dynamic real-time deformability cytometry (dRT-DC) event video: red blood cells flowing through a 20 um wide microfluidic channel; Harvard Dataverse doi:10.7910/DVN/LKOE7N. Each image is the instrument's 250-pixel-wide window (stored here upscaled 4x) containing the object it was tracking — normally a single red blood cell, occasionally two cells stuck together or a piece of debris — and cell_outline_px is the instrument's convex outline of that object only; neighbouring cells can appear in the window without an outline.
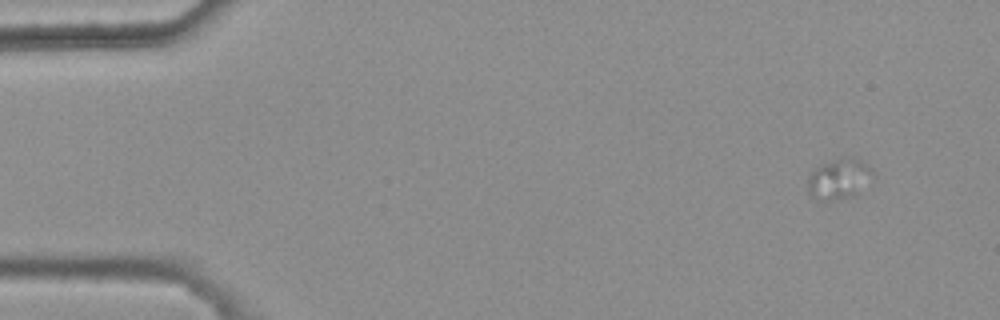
{"species": "common noctule bat (a hibernating species)", "species_latin": "Nyctalus noctula", "temperature_condition": "warm", "stored_images_in_passage": 5, "camera_frame_rate_fps": 3000, "um_per_image_px": 0.085, "animal": {"sex": "female", "body_mass_g": 25.1}, "frame": {"image": 1, "passage_image": 1, "time_ms": 0.0, "image_size_px": [1000, 320], "cell_outline_px": [[876, 176], [852, 196], [828, 200], [812, 196], [808, 192], [808, 180], [812, 172], [816, 168], [832, 160], [848, 156], [852, 156], [860, 160]], "centroid_in_image_um": [71.33, 15.18], "position_along_channel_um": 13.7, "area_um2": 14.8}}
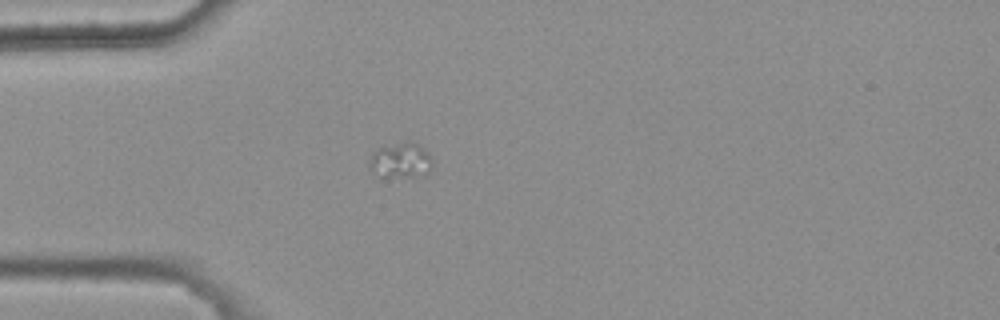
{"frame": {"image": 2, "passage_image": 4, "time_ms": 1.0, "image_size_px": [1000, 320], "cell_outline_px": [[432, 164], [428, 168], [412, 176], [380, 176], [372, 172], [368, 164], [372, 152], [376, 148], [412, 140], [424, 148], [432, 156]], "centroid_in_image_um": [34.0, 13.58], "position_along_channel_um": 51.0, "area_um2": 12.66}}